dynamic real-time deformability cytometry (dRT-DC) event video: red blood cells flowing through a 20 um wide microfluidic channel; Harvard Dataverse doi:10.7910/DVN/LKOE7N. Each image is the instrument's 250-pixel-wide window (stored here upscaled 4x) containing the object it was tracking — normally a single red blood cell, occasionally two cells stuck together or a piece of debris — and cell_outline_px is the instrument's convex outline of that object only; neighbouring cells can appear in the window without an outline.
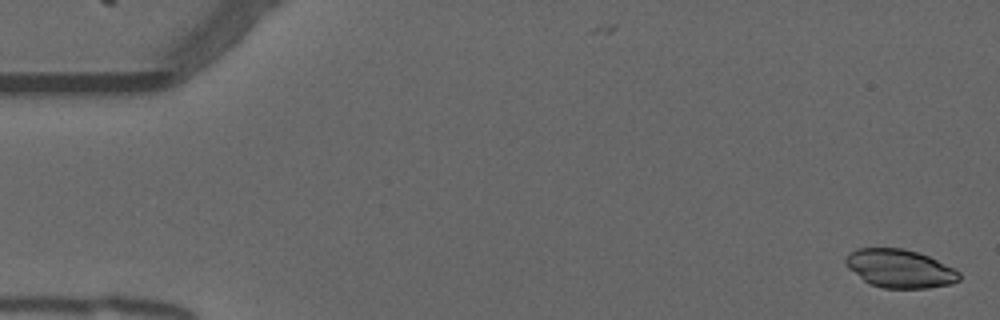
{"species": "common noctule bat (a hibernating species)", "species_latin": "Nyctalus noctula", "temperature_condition": "warm", "stored_images_in_passage": 27, "camera_frame_rate_fps": 3000, "um_per_image_px": 0.085, "animal": {"sex": "male", "forearm_length_mm": 52.5}, "frame": {"image": 1, "passage_image": 2, "time_ms": 0.333, "image_size_px": [1000, 320], "cell_outline_px": [[960, 280], [952, 284], [928, 288], [884, 288], [868, 284], [848, 268], [844, 264], [844, 260], [856, 248], [904, 248], [928, 256], [960, 272]], "centroid_in_image_um": [76.47, 22.84], "position_along_channel_um": 8.5, "area_um2": 25.32}}
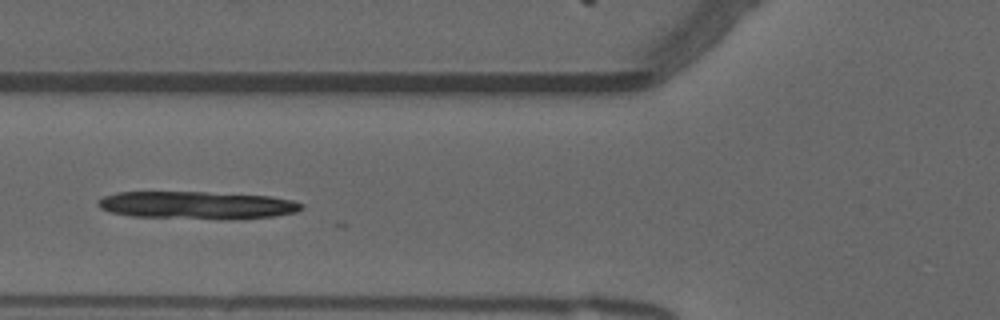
{"frame": {"image": 2, "passage_image": 21, "time_ms": 6.667, "image_size_px": [1000, 320], "cell_outline_px": [[304, 204], [296, 212], [276, 216], [132, 216], [108, 212], [100, 208], [96, 204], [96, 200], [104, 196], [116, 192], [208, 192], [272, 196], [292, 200]], "centroid_in_image_um": [16.64, 17.38], "position_along_channel_um": 109.2, "area_um2": 31.15}}